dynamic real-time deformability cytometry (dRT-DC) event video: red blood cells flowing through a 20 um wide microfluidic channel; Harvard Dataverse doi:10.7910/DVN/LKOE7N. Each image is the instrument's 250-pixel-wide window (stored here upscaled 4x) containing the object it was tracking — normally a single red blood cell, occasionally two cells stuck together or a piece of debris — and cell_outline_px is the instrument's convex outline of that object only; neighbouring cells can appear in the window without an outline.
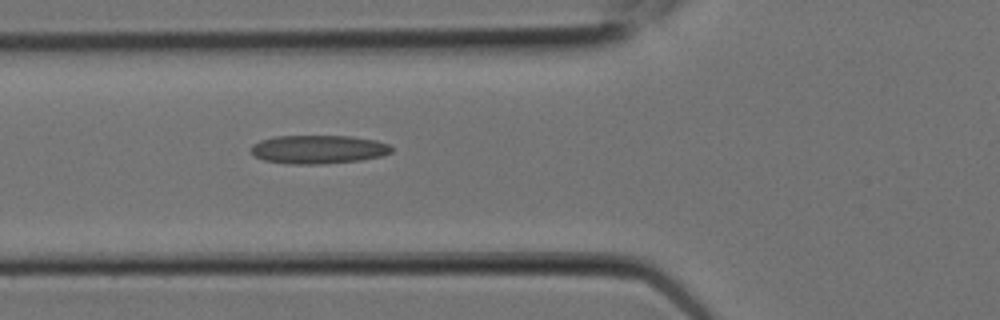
{"species": "Egyptian fruit bat (a non-hibernating species)", "species_latin": "Rousettus aegyptiacus", "temperature_condition": "room temperature", "stored_images_in_passage": 8, "camera_frame_rate_fps": 3000, "um_per_image_px": 0.085, "animal": {"sex": "female"}, "frame": {"image": 1, "passage_image": 7, "time_ms": 2.0, "image_size_px": [1000, 320], "cell_outline_px": [[392, 152], [380, 156], [360, 160], [320, 164], [288, 164], [264, 160], [252, 156], [252, 144], [260, 140], [272, 136], [352, 136], [376, 140], [388, 144], [392, 148]], "centroid_in_image_um": [27.02, 12.69], "position_along_channel_um": 98.8, "area_um2": 23.47}}